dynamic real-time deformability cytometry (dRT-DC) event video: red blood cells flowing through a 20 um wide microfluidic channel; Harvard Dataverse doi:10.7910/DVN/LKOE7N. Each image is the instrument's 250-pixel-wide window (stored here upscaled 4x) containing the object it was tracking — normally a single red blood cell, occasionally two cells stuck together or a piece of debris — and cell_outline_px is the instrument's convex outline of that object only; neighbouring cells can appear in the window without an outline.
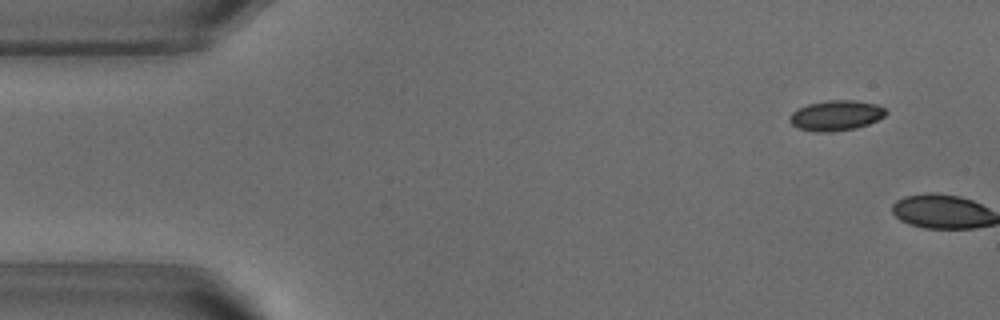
{"species": "common noctule bat (a hibernating species)", "species_latin": "Nyctalus noctula", "temperature_condition": "warm", "stored_images_in_passage": 5, "camera_frame_rate_fps": 3000, "um_per_image_px": 0.085, "animal": {"sex": "male", "body_mass_g": 18.8}, "frame": {"image": 1, "passage_image": 4, "time_ms": 1.0, "image_size_px": [1000, 320], "cell_outline_px": [[888, 112], [884, 116], [868, 124], [856, 128], [832, 132], [816, 132], [800, 128], [792, 124], [788, 120], [788, 116], [792, 112], [808, 104], [828, 100], [856, 100], [876, 104], [884, 108]], "centroid_in_image_um": [71.06, 9.81], "position_along_channel_um": 13.9, "area_um2": 16.94}}